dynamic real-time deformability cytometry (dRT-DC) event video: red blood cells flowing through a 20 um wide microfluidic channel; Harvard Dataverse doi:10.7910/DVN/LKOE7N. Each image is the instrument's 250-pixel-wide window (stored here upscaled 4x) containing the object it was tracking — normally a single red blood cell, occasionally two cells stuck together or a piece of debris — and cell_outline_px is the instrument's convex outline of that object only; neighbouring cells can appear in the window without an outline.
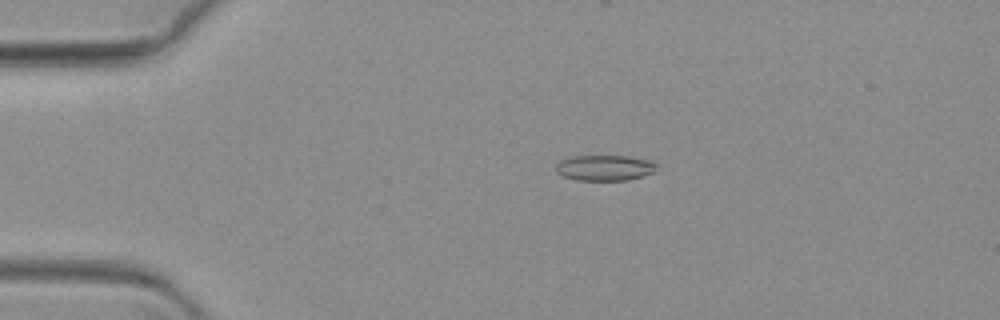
{"species": "common noctule bat (a hibernating species)", "species_latin": "Nyctalus noctula", "temperature_condition": "warm", "stored_images_in_passage": 61, "camera_frame_rate_fps": 3000, "um_per_image_px": 0.085, "animal": {"sex": "female", "body_mass_g": 19.3, "forearm_length_mm": 54.1}, "frame": {"image": 1, "passage_image": 8, "time_ms": 2.333, "image_size_px": [1000, 320], "cell_outline_px": [[656, 164], [652, 172], [644, 176], [628, 180], [576, 180], [564, 176], [556, 172], [556, 164], [560, 160], [572, 156], [628, 156], [652, 160]], "centroid_in_image_um": [51.38, 14.26], "position_along_channel_um": 33.6, "area_um2": 15.03}}
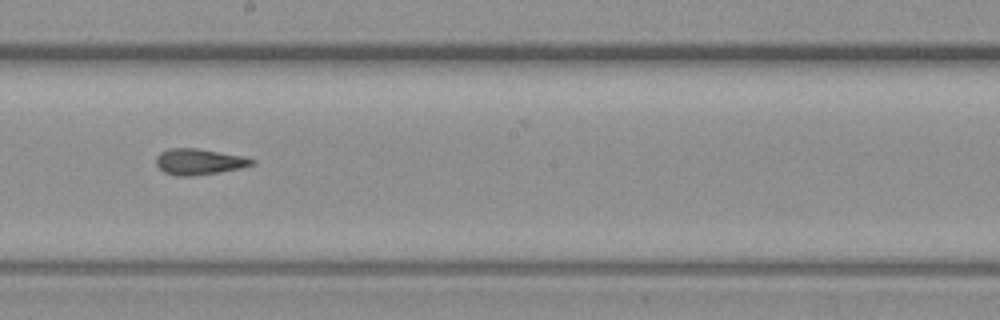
{"frame": {"image": 2, "passage_image": 32, "time_ms": 10.333, "image_size_px": [1000, 320], "cell_outline_px": [[256, 164], [240, 168], [220, 172], [192, 176], [176, 176], [164, 172], [156, 164], [156, 156], [160, 152], [168, 148], [196, 148], [244, 156], [256, 160]], "centroid_in_image_um": [16.93, 13.74], "position_along_channel_um": 231.3, "area_um2": 14.62}}
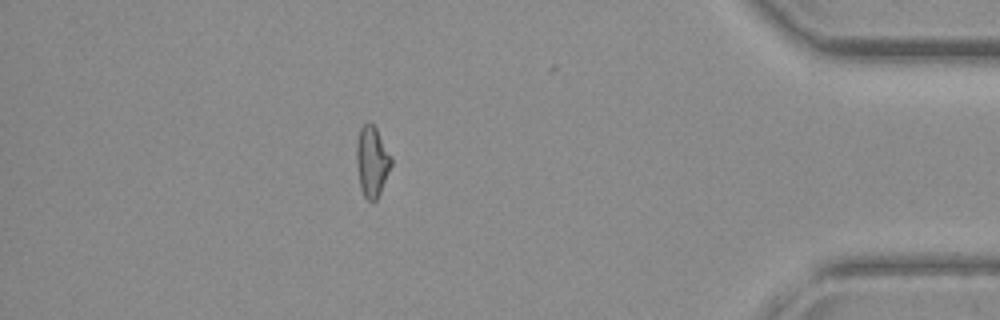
{"frame": {"image": 3, "passage_image": 53, "time_ms": 17.333, "image_size_px": [1000, 320], "cell_outline_px": [[392, 164], [380, 192], [376, 200], [372, 204], [364, 196], [360, 188], [356, 164], [356, 144], [360, 128], [368, 120], [376, 128], [392, 156]], "centroid_in_image_um": [31.61, 13.72], "position_along_channel_um": 403.6, "area_um2": 14.45}}